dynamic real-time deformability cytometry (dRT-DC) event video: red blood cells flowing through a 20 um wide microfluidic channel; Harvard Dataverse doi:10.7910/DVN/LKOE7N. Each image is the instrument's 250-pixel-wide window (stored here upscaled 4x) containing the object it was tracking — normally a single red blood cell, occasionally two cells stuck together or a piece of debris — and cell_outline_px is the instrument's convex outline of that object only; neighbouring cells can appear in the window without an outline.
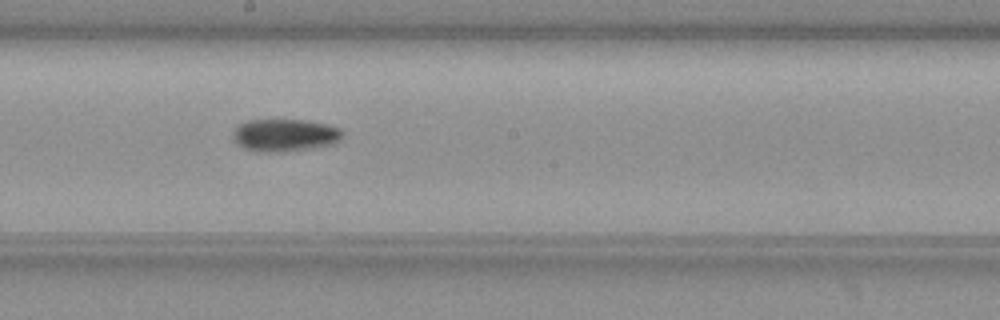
{"species": "common noctule bat (a hibernating species)", "species_latin": "Nyctalus noctula", "temperature_condition": "warm", "stored_images_in_passage": 28, "camera_frame_rate_fps": 3000, "um_per_image_px": 0.085, "animal": {"sex": "female", "body_mass_g": 19.3, "forearm_length_mm": 54.1}, "frame": {"image": 1, "passage_image": 16, "time_ms": 5.0, "image_size_px": [1000, 320], "cell_outline_px": [[340, 140], [332, 144], [312, 148], [284, 152], [256, 152], [244, 148], [232, 140], [232, 132], [240, 124], [248, 120], [304, 120], [324, 124], [340, 128]], "centroid_in_image_um": [24.14, 11.5], "position_along_channel_um": 224.1, "area_um2": 20.69}}
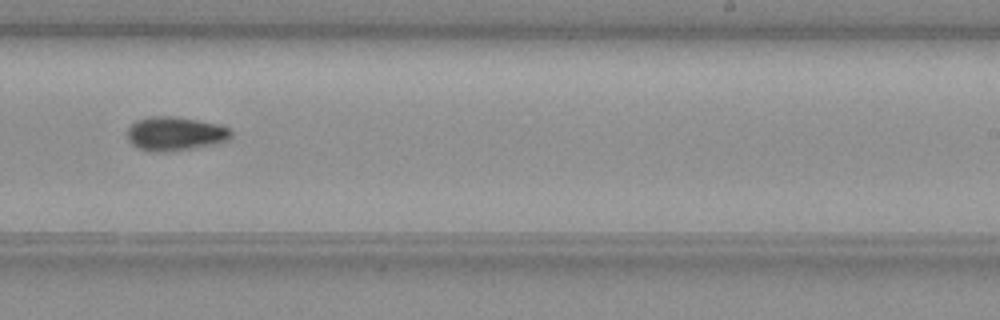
{"frame": {"image": 2, "passage_image": 20, "time_ms": 6.333, "image_size_px": [1000, 320], "cell_outline_px": [[232, 136], [228, 140], [216, 144], [168, 152], [152, 152], [136, 148], [128, 140], [128, 128], [136, 120], [148, 116], [172, 116], [220, 124], [232, 128]], "centroid_in_image_um": [14.9, 11.37], "position_along_channel_um": 274.1, "area_um2": 20.81}, "authors_computed_cell_mechanics": {"area_um2": 19.8832, "velocity_mm_per_s": 3.7719, "shape_relaxation_time_tau1_ms": 7.125, "shape_relaxation_time_tau2_ms": null, "deformation_change_tau1": 0.2061, "deformation_change_tau2": null}}